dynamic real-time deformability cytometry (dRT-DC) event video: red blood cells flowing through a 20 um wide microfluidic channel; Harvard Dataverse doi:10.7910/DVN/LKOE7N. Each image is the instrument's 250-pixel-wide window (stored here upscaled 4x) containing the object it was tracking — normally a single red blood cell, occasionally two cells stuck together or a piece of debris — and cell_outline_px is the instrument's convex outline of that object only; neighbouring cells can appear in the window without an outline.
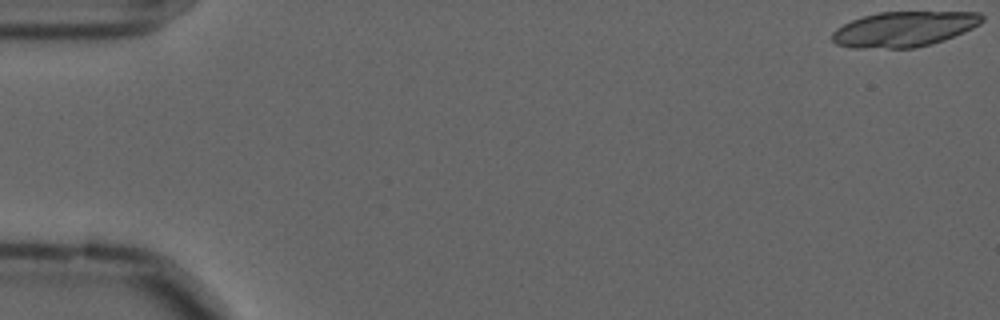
{"species": "common noctule bat (a hibernating species)", "species_latin": "Nyctalus noctula", "temperature_condition": "cold", "stored_images_in_passage": 8, "camera_frame_rate_fps": 3000, "um_per_image_px": 0.085, "animal": {"sex": "male", "forearm_length_mm": 52.5}, "frame": {"image": 1, "passage_image": 1, "time_ms": 0.0, "image_size_px": [1000, 320], "cell_outline_px": [[984, 20], [980, 24], [964, 32], [944, 40], [916, 48], [852, 48], [836, 44], [832, 40], [832, 32], [836, 28], [852, 20], [864, 16], [880, 12], [980, 12], [984, 16]], "centroid_in_image_um": [76.85, 2.47], "position_along_channel_um": 8.2, "area_um2": 30.81}}